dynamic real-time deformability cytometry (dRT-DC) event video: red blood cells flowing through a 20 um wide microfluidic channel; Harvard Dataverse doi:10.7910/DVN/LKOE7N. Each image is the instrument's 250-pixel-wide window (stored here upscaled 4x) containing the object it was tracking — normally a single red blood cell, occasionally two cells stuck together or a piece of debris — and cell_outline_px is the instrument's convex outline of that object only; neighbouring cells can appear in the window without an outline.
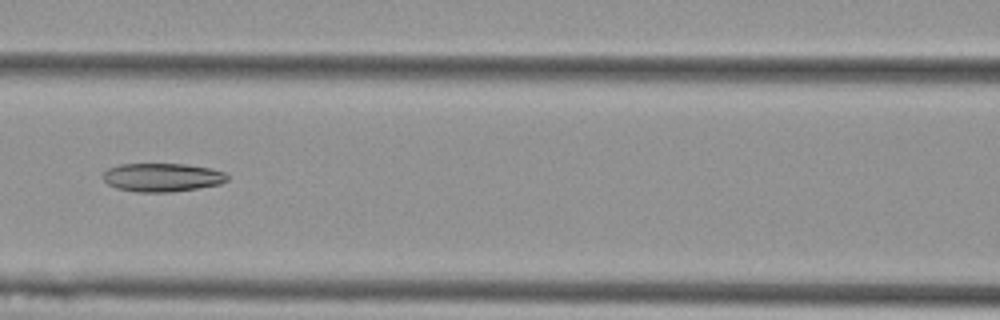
{"species": "Egyptian fruit bat (a non-hibernating species)", "species_latin": "Rousettus aegyptiacus", "temperature_condition": "cold", "stored_images_in_passage": 9, "camera_frame_rate_fps": 3000, "um_per_image_px": 0.085, "animal": {"sex": "female"}, "frame": {"image": 1, "passage_image": 7, "time_ms": 2.0, "image_size_px": [1000, 320], "cell_outline_px": [[228, 180], [220, 184], [172, 192], [136, 192], [116, 188], [108, 184], [104, 180], [104, 172], [108, 168], [120, 164], [184, 164], [212, 168], [224, 172], [228, 176]], "centroid_in_image_um": [13.79, 15.07], "position_along_channel_um": 152.8, "area_um2": 20.63}}
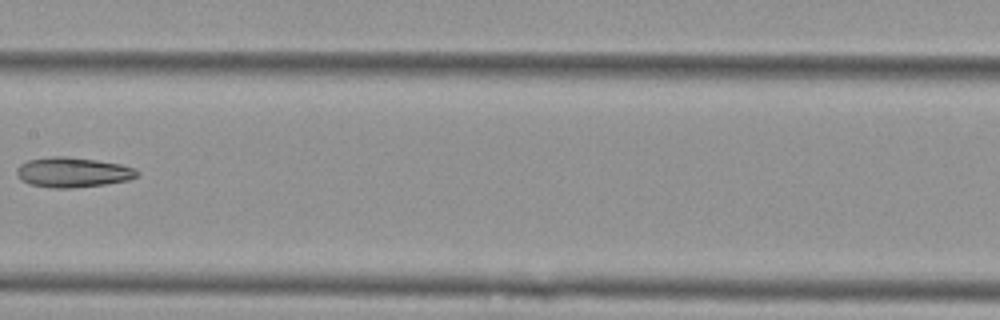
{"frame": {"image": 2, "passage_image": 8, "time_ms": 2.333, "image_size_px": [1000, 320], "cell_outline_px": [[140, 172], [136, 176], [128, 180], [104, 184], [72, 188], [52, 188], [28, 184], [20, 180], [16, 172], [16, 168], [20, 164], [28, 160], [52, 156], [68, 156], [96, 160], [120, 164], [136, 168]], "centroid_in_image_um": [6.16, 14.64], "position_along_channel_um": 201.2, "area_um2": 21.15}}
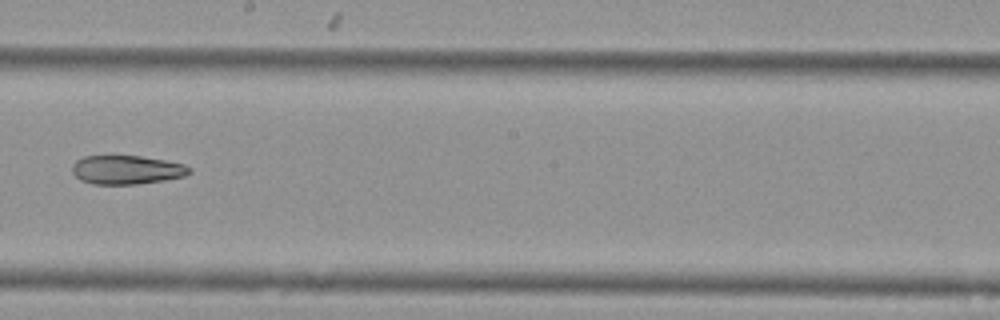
{"frame": {"image": 3, "passage_image": 9, "time_ms": 2.667, "image_size_px": [1000, 320], "cell_outline_px": [[192, 172], [184, 176], [164, 180], [136, 184], [92, 184], [80, 180], [72, 172], [72, 164], [76, 160], [84, 156], [140, 156], [164, 160], [184, 164], [192, 168]], "centroid_in_image_um": [10.76, 14.43], "position_along_channel_um": 237.4, "area_um2": 19.71}}